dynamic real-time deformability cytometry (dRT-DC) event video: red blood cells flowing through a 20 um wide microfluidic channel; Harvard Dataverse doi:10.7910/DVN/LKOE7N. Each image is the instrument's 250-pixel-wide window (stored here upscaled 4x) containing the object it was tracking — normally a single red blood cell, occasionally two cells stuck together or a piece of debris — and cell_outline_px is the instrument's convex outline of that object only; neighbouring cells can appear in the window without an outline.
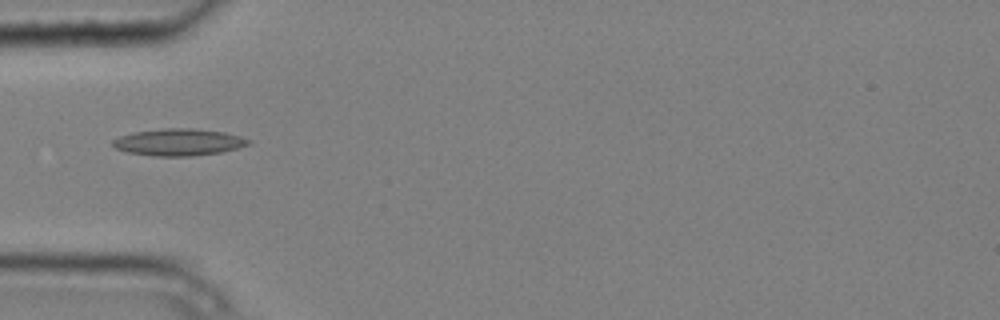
{"species": "common noctule bat (a hibernating species)", "species_latin": "Nyctalus noctula", "temperature_condition": "cold", "stored_images_in_passage": 7, "camera_frame_rate_fps": 3000, "um_per_image_px": 0.085, "animal": {"sex": "male", "body_mass_g": 20.4}, "frame": {"image": 1, "passage_image": 4, "time_ms": 1.0, "image_size_px": [1000, 320], "cell_outline_px": [[252, 144], [220, 152], [192, 156], [152, 156], [128, 152], [116, 148], [112, 144], [112, 140], [120, 136], [132, 132], [160, 128], [192, 128], [224, 132], [240, 136], [252, 140]], "centroid_in_image_um": [15.19, 12.08], "position_along_channel_um": 69.8, "area_um2": 21.39}}
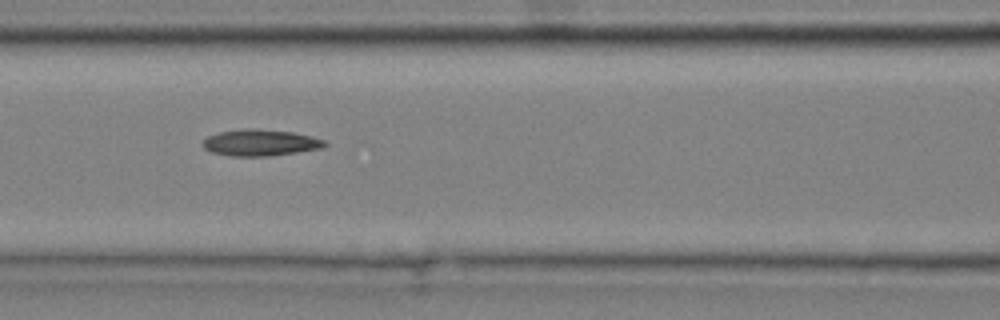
{"frame": {"image": 2, "passage_image": 6, "time_ms": 1.667, "image_size_px": [1000, 320], "cell_outline_px": [[328, 144], [320, 148], [296, 152], [268, 156], [232, 156], [212, 152], [204, 148], [200, 144], [208, 136], [220, 132], [244, 128], [256, 128], [292, 132], [312, 136], [324, 140]], "centroid_in_image_um": [22.1, 12.12], "position_along_channel_um": 144.5, "area_um2": 18.73}}
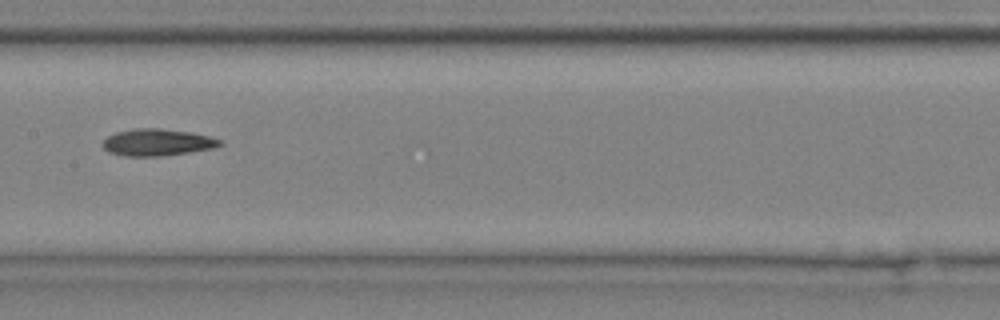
{"frame": {"image": 3, "passage_image": 7, "time_ms": 2.0, "image_size_px": [1000, 320], "cell_outline_px": [[224, 144], [212, 148], [188, 152], [160, 156], [124, 156], [108, 152], [104, 148], [104, 140], [108, 136], [116, 132], [136, 128], [160, 128], [192, 132], [208, 136], [220, 140]], "centroid_in_image_um": [13.36, 12.09], "position_along_channel_um": 194.0, "area_um2": 18.21}}